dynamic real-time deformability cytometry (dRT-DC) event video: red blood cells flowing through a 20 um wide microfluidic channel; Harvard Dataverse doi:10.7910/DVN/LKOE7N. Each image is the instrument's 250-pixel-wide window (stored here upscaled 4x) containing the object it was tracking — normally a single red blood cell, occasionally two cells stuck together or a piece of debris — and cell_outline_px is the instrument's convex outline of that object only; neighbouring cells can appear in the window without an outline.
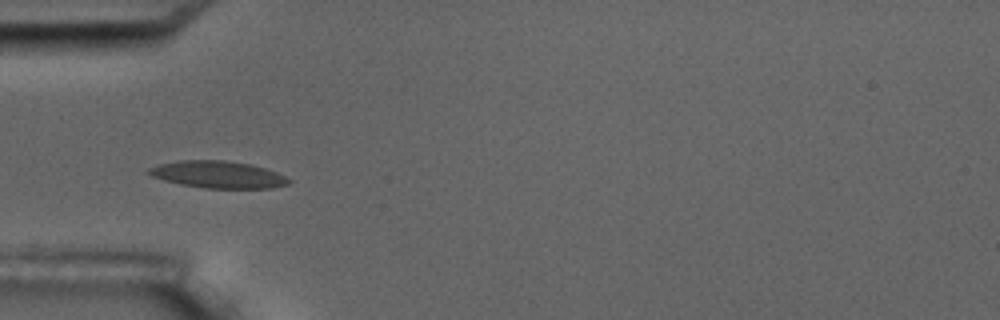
{"species": "common noctule bat (a hibernating species)", "species_latin": "Nyctalus noctula", "temperature_condition": "room temperature", "stored_images_in_passage": 3, "camera_frame_rate_fps": 3000, "um_per_image_px": 0.085, "animal": {"sex": "male", "body_mass_g": 17.5, "forearm_length_mm": 52.3}, "frame": {"image": 1, "passage_image": 3, "time_ms": 2.333, "image_size_px": [1000, 320], "cell_outline_px": [[292, 180], [288, 184], [272, 188], [204, 188], [180, 184], [164, 180], [152, 176], [144, 172], [148, 168], [160, 164], [180, 160], [224, 160], [248, 164], [264, 168], [276, 172]], "centroid_in_image_um": [18.49, 14.84], "position_along_channel_um": 66.5, "area_um2": 21.96}}